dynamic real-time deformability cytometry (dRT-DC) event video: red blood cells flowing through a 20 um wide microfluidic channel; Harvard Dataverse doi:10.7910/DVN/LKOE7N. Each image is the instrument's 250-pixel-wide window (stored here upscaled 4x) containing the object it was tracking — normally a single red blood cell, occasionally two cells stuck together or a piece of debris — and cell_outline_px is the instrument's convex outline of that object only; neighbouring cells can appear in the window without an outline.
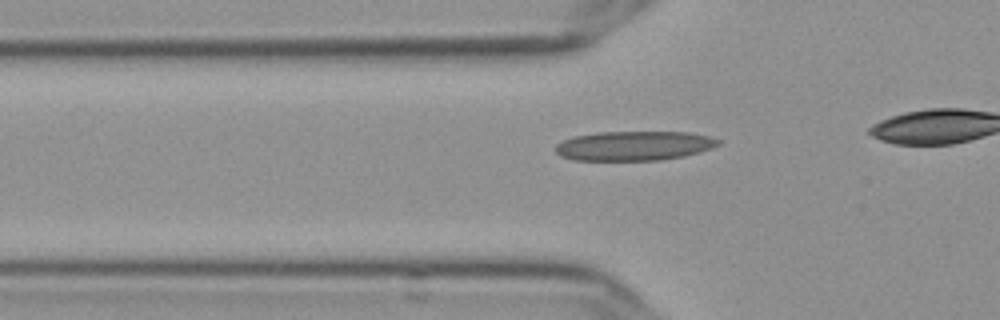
{"species": "Egyptian fruit bat (a non-hibernating species)", "species_latin": "Rousettus aegyptiacus", "temperature_condition": "cold", "stored_images_in_passage": 30, "camera_frame_rate_fps": 3000, "um_per_image_px": 0.085, "frame": {"image": 1, "passage_image": 10, "time_ms": 3.0, "image_size_px": [1000, 320], "cell_outline_px": [[720, 144], [712, 148], [684, 156], [660, 160], [576, 160], [560, 156], [556, 152], [556, 144], [572, 136], [596, 132], [688, 132], [708, 136], [720, 140]], "centroid_in_image_um": [53.88, 12.39], "position_along_channel_um": 71.9, "area_um2": 27.92}}
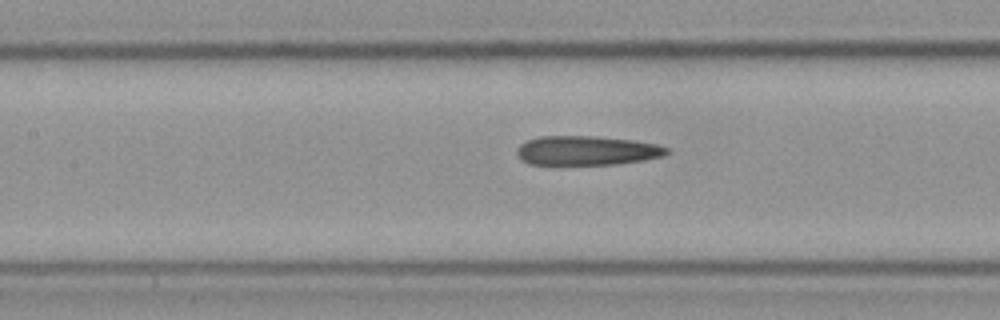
{"frame": {"image": 2, "passage_image": 17, "time_ms": 5.333, "image_size_px": [1000, 320], "cell_outline_px": [[672, 152], [664, 156], [644, 160], [616, 164], [556, 168], [528, 164], [520, 160], [516, 156], [516, 148], [520, 144], [528, 140], [540, 136], [596, 136], [632, 140], [656, 144], [668, 148]], "centroid_in_image_um": [49.78, 12.86], "position_along_channel_um": 157.6, "area_um2": 27.05}}
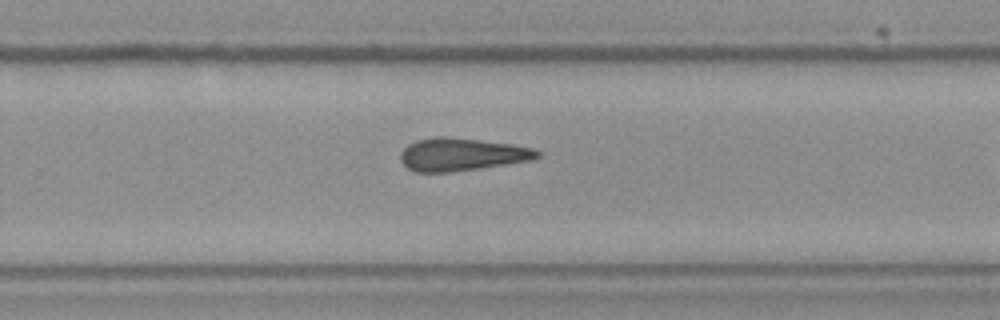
{"frame": {"image": 3, "passage_image": 28, "time_ms": 9.0, "image_size_px": [1000, 320], "cell_outline_px": [[540, 156], [532, 160], [452, 172], [416, 172], [408, 168], [400, 160], [400, 152], [408, 144], [416, 140], [436, 136], [444, 136], [512, 144], [536, 148], [540, 152]], "centroid_in_image_um": [39.24, 13.12], "position_along_channel_um": 290.6, "area_um2": 26.13}}